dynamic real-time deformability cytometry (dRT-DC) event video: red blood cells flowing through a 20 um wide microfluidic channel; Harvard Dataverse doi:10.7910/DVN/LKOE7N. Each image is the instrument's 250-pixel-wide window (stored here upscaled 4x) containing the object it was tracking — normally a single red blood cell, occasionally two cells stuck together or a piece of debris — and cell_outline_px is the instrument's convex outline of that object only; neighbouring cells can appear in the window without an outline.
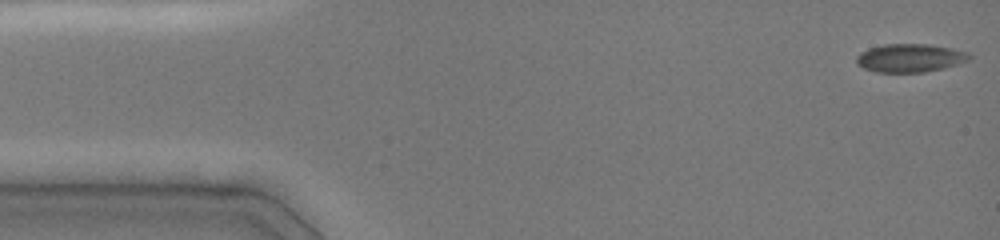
{"species": "common noctule bat (a hibernating species)", "species_latin": "Nyctalus noctula", "temperature_condition": "cold", "stored_images_in_passage": 12, "camera_frame_rate_fps": 3000, "um_per_image_px": 0.085, "animal": {"sex": "female", "body_mass_g": 19.0, "forearm_length_mm": 51.5}, "frame": {"image": 1, "passage_image": 1, "time_ms": 0.0, "image_size_px": [1000, 240], "cell_outline_px": [[972, 56], [968, 60], [944, 68], [924, 72], [876, 72], [864, 68], [856, 64], [856, 56], [860, 52], [868, 48], [884, 44], [928, 44], [952, 48], [968, 52]], "centroid_in_image_um": [77.33, 4.92], "position_along_channel_um": 7.7, "area_um2": 18.67}}
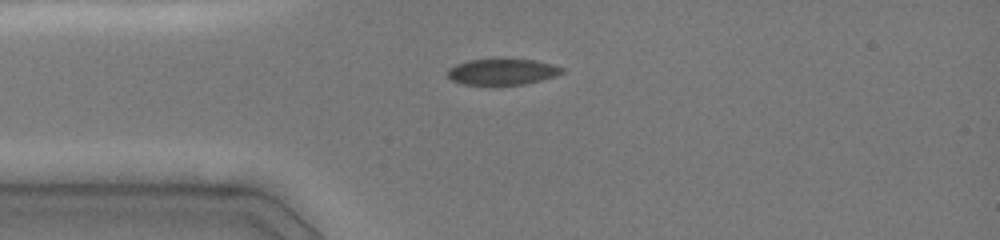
{"frame": {"image": 2, "passage_image": 6, "time_ms": 3.333, "image_size_px": [1000, 240], "cell_outline_px": [[564, 72], [556, 76], [524, 84], [464, 84], [452, 80], [448, 76], [448, 68], [456, 64], [468, 60], [500, 56], [536, 60], [552, 64], [564, 68]], "centroid_in_image_um": [42.71, 6.04], "position_along_channel_um": 42.3, "area_um2": 17.98}}